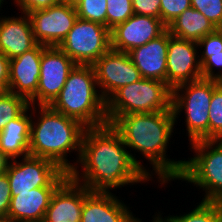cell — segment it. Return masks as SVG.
Segmentation results:
<instances>
[{
  "label": "cell",
  "instance_id": "36",
  "mask_svg": "<svg viewBox=\"0 0 222 222\" xmlns=\"http://www.w3.org/2000/svg\"><path fill=\"white\" fill-rule=\"evenodd\" d=\"M12 159L0 150V175L7 172Z\"/></svg>",
  "mask_w": 222,
  "mask_h": 222
},
{
  "label": "cell",
  "instance_id": "1",
  "mask_svg": "<svg viewBox=\"0 0 222 222\" xmlns=\"http://www.w3.org/2000/svg\"><path fill=\"white\" fill-rule=\"evenodd\" d=\"M130 152L111 124L85 128L81 154L69 176L90 191L103 192L124 185L146 183L150 179L152 181L153 172L143 167L141 161Z\"/></svg>",
  "mask_w": 222,
  "mask_h": 222
},
{
  "label": "cell",
  "instance_id": "38",
  "mask_svg": "<svg viewBox=\"0 0 222 222\" xmlns=\"http://www.w3.org/2000/svg\"><path fill=\"white\" fill-rule=\"evenodd\" d=\"M5 0H0V7L2 8V4Z\"/></svg>",
  "mask_w": 222,
  "mask_h": 222
},
{
  "label": "cell",
  "instance_id": "5",
  "mask_svg": "<svg viewBox=\"0 0 222 222\" xmlns=\"http://www.w3.org/2000/svg\"><path fill=\"white\" fill-rule=\"evenodd\" d=\"M172 110V89L156 79L142 78L120 87L106 100V116L111 124L118 116Z\"/></svg>",
  "mask_w": 222,
  "mask_h": 222
},
{
  "label": "cell",
  "instance_id": "18",
  "mask_svg": "<svg viewBox=\"0 0 222 222\" xmlns=\"http://www.w3.org/2000/svg\"><path fill=\"white\" fill-rule=\"evenodd\" d=\"M168 44L169 31L166 29L157 38L128 52L142 78L156 79L167 84Z\"/></svg>",
  "mask_w": 222,
  "mask_h": 222
},
{
  "label": "cell",
  "instance_id": "30",
  "mask_svg": "<svg viewBox=\"0 0 222 222\" xmlns=\"http://www.w3.org/2000/svg\"><path fill=\"white\" fill-rule=\"evenodd\" d=\"M197 43L198 48L204 47L199 55V62L202 64L211 54L222 53V30L217 28L214 32L202 37Z\"/></svg>",
  "mask_w": 222,
  "mask_h": 222
},
{
  "label": "cell",
  "instance_id": "11",
  "mask_svg": "<svg viewBox=\"0 0 222 222\" xmlns=\"http://www.w3.org/2000/svg\"><path fill=\"white\" fill-rule=\"evenodd\" d=\"M38 44L58 47L78 19L75 7L63 2L28 13Z\"/></svg>",
  "mask_w": 222,
  "mask_h": 222
},
{
  "label": "cell",
  "instance_id": "4",
  "mask_svg": "<svg viewBox=\"0 0 222 222\" xmlns=\"http://www.w3.org/2000/svg\"><path fill=\"white\" fill-rule=\"evenodd\" d=\"M97 88L93 66L76 64L59 95L49 106L78 120L86 128L103 126L108 124L106 101Z\"/></svg>",
  "mask_w": 222,
  "mask_h": 222
},
{
  "label": "cell",
  "instance_id": "33",
  "mask_svg": "<svg viewBox=\"0 0 222 222\" xmlns=\"http://www.w3.org/2000/svg\"><path fill=\"white\" fill-rule=\"evenodd\" d=\"M11 197L8 176L5 172L0 175V221H7Z\"/></svg>",
  "mask_w": 222,
  "mask_h": 222
},
{
  "label": "cell",
  "instance_id": "12",
  "mask_svg": "<svg viewBox=\"0 0 222 222\" xmlns=\"http://www.w3.org/2000/svg\"><path fill=\"white\" fill-rule=\"evenodd\" d=\"M92 66L99 92L105 101L120 87L142 79L140 71L126 52L110 49Z\"/></svg>",
  "mask_w": 222,
  "mask_h": 222
},
{
  "label": "cell",
  "instance_id": "28",
  "mask_svg": "<svg viewBox=\"0 0 222 222\" xmlns=\"http://www.w3.org/2000/svg\"><path fill=\"white\" fill-rule=\"evenodd\" d=\"M191 7L207 17L216 28L222 27V0H191Z\"/></svg>",
  "mask_w": 222,
  "mask_h": 222
},
{
  "label": "cell",
  "instance_id": "6",
  "mask_svg": "<svg viewBox=\"0 0 222 222\" xmlns=\"http://www.w3.org/2000/svg\"><path fill=\"white\" fill-rule=\"evenodd\" d=\"M218 80L200 78L181 84L172 90V110L175 122L184 110L190 143L209 140V108ZM180 113V114H179Z\"/></svg>",
  "mask_w": 222,
  "mask_h": 222
},
{
  "label": "cell",
  "instance_id": "15",
  "mask_svg": "<svg viewBox=\"0 0 222 222\" xmlns=\"http://www.w3.org/2000/svg\"><path fill=\"white\" fill-rule=\"evenodd\" d=\"M90 192L68 176L52 194L43 222H80L84 198Z\"/></svg>",
  "mask_w": 222,
  "mask_h": 222
},
{
  "label": "cell",
  "instance_id": "31",
  "mask_svg": "<svg viewBox=\"0 0 222 222\" xmlns=\"http://www.w3.org/2000/svg\"><path fill=\"white\" fill-rule=\"evenodd\" d=\"M215 68L216 70L219 69L217 73L214 72ZM201 74L204 79L222 82V53L211 54V56L201 64Z\"/></svg>",
  "mask_w": 222,
  "mask_h": 222
},
{
  "label": "cell",
  "instance_id": "2",
  "mask_svg": "<svg viewBox=\"0 0 222 222\" xmlns=\"http://www.w3.org/2000/svg\"><path fill=\"white\" fill-rule=\"evenodd\" d=\"M175 123L173 111L127 114L111 123L128 150H137L150 162L161 186L177 180L185 163L183 159L175 161L166 155Z\"/></svg>",
  "mask_w": 222,
  "mask_h": 222
},
{
  "label": "cell",
  "instance_id": "3",
  "mask_svg": "<svg viewBox=\"0 0 222 222\" xmlns=\"http://www.w3.org/2000/svg\"><path fill=\"white\" fill-rule=\"evenodd\" d=\"M35 111H38V115L37 122L33 118L31 121L29 155L51 160L69 174L79 160L86 127L49 105H35ZM72 151L78 152L73 164L67 159L68 152Z\"/></svg>",
  "mask_w": 222,
  "mask_h": 222
},
{
  "label": "cell",
  "instance_id": "17",
  "mask_svg": "<svg viewBox=\"0 0 222 222\" xmlns=\"http://www.w3.org/2000/svg\"><path fill=\"white\" fill-rule=\"evenodd\" d=\"M115 194L91 191L85 198L80 222H141Z\"/></svg>",
  "mask_w": 222,
  "mask_h": 222
},
{
  "label": "cell",
  "instance_id": "26",
  "mask_svg": "<svg viewBox=\"0 0 222 222\" xmlns=\"http://www.w3.org/2000/svg\"><path fill=\"white\" fill-rule=\"evenodd\" d=\"M75 8L79 19L106 26L107 0H83Z\"/></svg>",
  "mask_w": 222,
  "mask_h": 222
},
{
  "label": "cell",
  "instance_id": "25",
  "mask_svg": "<svg viewBox=\"0 0 222 222\" xmlns=\"http://www.w3.org/2000/svg\"><path fill=\"white\" fill-rule=\"evenodd\" d=\"M209 140H222V82L212 94L209 108Z\"/></svg>",
  "mask_w": 222,
  "mask_h": 222
},
{
  "label": "cell",
  "instance_id": "29",
  "mask_svg": "<svg viewBox=\"0 0 222 222\" xmlns=\"http://www.w3.org/2000/svg\"><path fill=\"white\" fill-rule=\"evenodd\" d=\"M191 8V0H161L160 19L167 27L183 11Z\"/></svg>",
  "mask_w": 222,
  "mask_h": 222
},
{
  "label": "cell",
  "instance_id": "10",
  "mask_svg": "<svg viewBox=\"0 0 222 222\" xmlns=\"http://www.w3.org/2000/svg\"><path fill=\"white\" fill-rule=\"evenodd\" d=\"M76 63L59 47L42 50L40 76L36 94L29 105H50L59 95Z\"/></svg>",
  "mask_w": 222,
  "mask_h": 222
},
{
  "label": "cell",
  "instance_id": "13",
  "mask_svg": "<svg viewBox=\"0 0 222 222\" xmlns=\"http://www.w3.org/2000/svg\"><path fill=\"white\" fill-rule=\"evenodd\" d=\"M198 43L171 36L167 49V85L177 86L202 78Z\"/></svg>",
  "mask_w": 222,
  "mask_h": 222
},
{
  "label": "cell",
  "instance_id": "27",
  "mask_svg": "<svg viewBox=\"0 0 222 222\" xmlns=\"http://www.w3.org/2000/svg\"><path fill=\"white\" fill-rule=\"evenodd\" d=\"M106 27L111 30L133 14L132 0H107Z\"/></svg>",
  "mask_w": 222,
  "mask_h": 222
},
{
  "label": "cell",
  "instance_id": "32",
  "mask_svg": "<svg viewBox=\"0 0 222 222\" xmlns=\"http://www.w3.org/2000/svg\"><path fill=\"white\" fill-rule=\"evenodd\" d=\"M161 0H132L134 14L160 18Z\"/></svg>",
  "mask_w": 222,
  "mask_h": 222
},
{
  "label": "cell",
  "instance_id": "19",
  "mask_svg": "<svg viewBox=\"0 0 222 222\" xmlns=\"http://www.w3.org/2000/svg\"><path fill=\"white\" fill-rule=\"evenodd\" d=\"M21 14L23 16L0 18V52L9 59L18 57L38 45L28 14Z\"/></svg>",
  "mask_w": 222,
  "mask_h": 222
},
{
  "label": "cell",
  "instance_id": "34",
  "mask_svg": "<svg viewBox=\"0 0 222 222\" xmlns=\"http://www.w3.org/2000/svg\"><path fill=\"white\" fill-rule=\"evenodd\" d=\"M15 6L20 8L21 13H30L38 9L48 8L51 5L62 2V0H13Z\"/></svg>",
  "mask_w": 222,
  "mask_h": 222
},
{
  "label": "cell",
  "instance_id": "20",
  "mask_svg": "<svg viewBox=\"0 0 222 222\" xmlns=\"http://www.w3.org/2000/svg\"><path fill=\"white\" fill-rule=\"evenodd\" d=\"M57 187H39L29 192H11L7 222H43Z\"/></svg>",
  "mask_w": 222,
  "mask_h": 222
},
{
  "label": "cell",
  "instance_id": "7",
  "mask_svg": "<svg viewBox=\"0 0 222 222\" xmlns=\"http://www.w3.org/2000/svg\"><path fill=\"white\" fill-rule=\"evenodd\" d=\"M189 144L196 154L184 160L178 180L203 189L202 201L222 203V140H198Z\"/></svg>",
  "mask_w": 222,
  "mask_h": 222
},
{
  "label": "cell",
  "instance_id": "23",
  "mask_svg": "<svg viewBox=\"0 0 222 222\" xmlns=\"http://www.w3.org/2000/svg\"><path fill=\"white\" fill-rule=\"evenodd\" d=\"M159 213L155 214V216L153 215V222H222V203L201 201L187 214L171 215L164 219Z\"/></svg>",
  "mask_w": 222,
  "mask_h": 222
},
{
  "label": "cell",
  "instance_id": "22",
  "mask_svg": "<svg viewBox=\"0 0 222 222\" xmlns=\"http://www.w3.org/2000/svg\"><path fill=\"white\" fill-rule=\"evenodd\" d=\"M216 29L207 17L192 7L183 11L167 26L171 36L194 42H198L202 37Z\"/></svg>",
  "mask_w": 222,
  "mask_h": 222
},
{
  "label": "cell",
  "instance_id": "14",
  "mask_svg": "<svg viewBox=\"0 0 222 222\" xmlns=\"http://www.w3.org/2000/svg\"><path fill=\"white\" fill-rule=\"evenodd\" d=\"M166 29L160 18L133 14L110 30L111 49L128 53L157 38Z\"/></svg>",
  "mask_w": 222,
  "mask_h": 222
},
{
  "label": "cell",
  "instance_id": "8",
  "mask_svg": "<svg viewBox=\"0 0 222 222\" xmlns=\"http://www.w3.org/2000/svg\"><path fill=\"white\" fill-rule=\"evenodd\" d=\"M58 47L76 64L93 65L111 49L110 30L100 23L78 18Z\"/></svg>",
  "mask_w": 222,
  "mask_h": 222
},
{
  "label": "cell",
  "instance_id": "35",
  "mask_svg": "<svg viewBox=\"0 0 222 222\" xmlns=\"http://www.w3.org/2000/svg\"><path fill=\"white\" fill-rule=\"evenodd\" d=\"M10 59L0 52V92L9 90Z\"/></svg>",
  "mask_w": 222,
  "mask_h": 222
},
{
  "label": "cell",
  "instance_id": "37",
  "mask_svg": "<svg viewBox=\"0 0 222 222\" xmlns=\"http://www.w3.org/2000/svg\"><path fill=\"white\" fill-rule=\"evenodd\" d=\"M83 0H62L63 3L72 6L77 7Z\"/></svg>",
  "mask_w": 222,
  "mask_h": 222
},
{
  "label": "cell",
  "instance_id": "16",
  "mask_svg": "<svg viewBox=\"0 0 222 222\" xmlns=\"http://www.w3.org/2000/svg\"><path fill=\"white\" fill-rule=\"evenodd\" d=\"M45 45L38 44L30 51L10 59L9 90L29 101L37 92L40 76L42 50Z\"/></svg>",
  "mask_w": 222,
  "mask_h": 222
},
{
  "label": "cell",
  "instance_id": "21",
  "mask_svg": "<svg viewBox=\"0 0 222 222\" xmlns=\"http://www.w3.org/2000/svg\"><path fill=\"white\" fill-rule=\"evenodd\" d=\"M35 113V105H29L0 132V150L11 159L29 156L31 121Z\"/></svg>",
  "mask_w": 222,
  "mask_h": 222
},
{
  "label": "cell",
  "instance_id": "9",
  "mask_svg": "<svg viewBox=\"0 0 222 222\" xmlns=\"http://www.w3.org/2000/svg\"><path fill=\"white\" fill-rule=\"evenodd\" d=\"M7 176L11 192H29L39 187H58L69 174L51 160L40 157L12 159Z\"/></svg>",
  "mask_w": 222,
  "mask_h": 222
},
{
  "label": "cell",
  "instance_id": "24",
  "mask_svg": "<svg viewBox=\"0 0 222 222\" xmlns=\"http://www.w3.org/2000/svg\"><path fill=\"white\" fill-rule=\"evenodd\" d=\"M28 106L29 102L24 97L10 91L0 92V132Z\"/></svg>",
  "mask_w": 222,
  "mask_h": 222
}]
</instances>
